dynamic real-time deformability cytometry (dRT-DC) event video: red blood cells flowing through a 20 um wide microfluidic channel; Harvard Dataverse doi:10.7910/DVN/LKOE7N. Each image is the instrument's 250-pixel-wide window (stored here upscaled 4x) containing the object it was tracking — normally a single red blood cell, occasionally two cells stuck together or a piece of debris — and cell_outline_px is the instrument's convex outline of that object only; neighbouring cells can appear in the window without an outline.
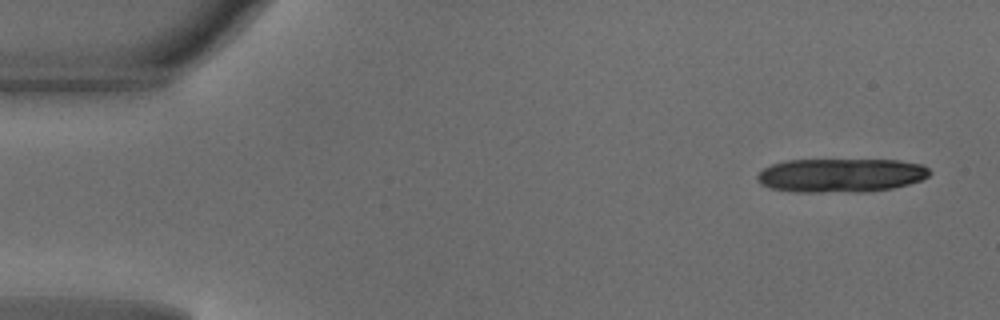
{"species": "common noctule bat (a hibernating species)", "species_latin": "Nyctalus noctula", "temperature_condition": "warm", "stored_images_in_passage": 11, "camera_frame_rate_fps": 3000, "um_per_image_px": 0.085, "animal": {"sex": "male", "body_mass_g": 18.8}, "frame": {"image": 1, "passage_image": 1, "time_ms": 0.0, "image_size_px": [1000, 320], "cell_outline_px": [[932, 172], [928, 176], [920, 180], [908, 184], [892, 188], [864, 192], [792, 192], [768, 188], [760, 184], [756, 180], [756, 176], [764, 168], [772, 164], [788, 160], [900, 160], [920, 164], [928, 168]], "centroid_in_image_um": [71.44, 14.91], "position_along_channel_um": 13.6, "area_um2": 34.22}}